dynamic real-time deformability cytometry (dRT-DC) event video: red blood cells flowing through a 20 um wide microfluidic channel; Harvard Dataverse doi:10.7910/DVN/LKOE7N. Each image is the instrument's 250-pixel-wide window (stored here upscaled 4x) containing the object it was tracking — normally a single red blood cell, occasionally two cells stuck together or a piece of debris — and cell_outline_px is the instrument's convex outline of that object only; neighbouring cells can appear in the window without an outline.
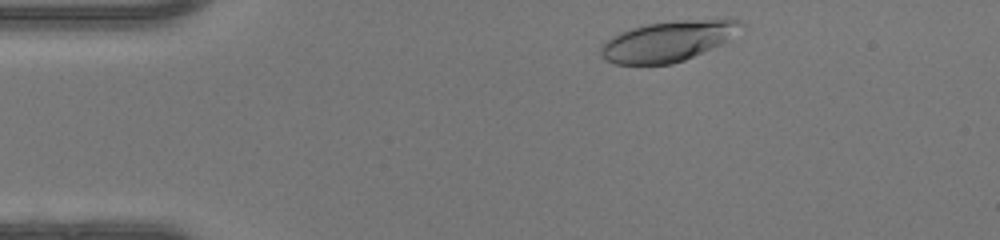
{"species": "human", "species_latin": "Homo sapiens", "temperature_condition": "warm", "stored_images_in_passage": 42, "camera_frame_rate_fps": 3000, "um_per_image_px": 0.085, "donor": {"sex": "female"}, "frame": {"image": 1, "passage_image": 2, "time_ms": 0.333, "image_size_px": [1000, 240], "cell_outline_px": [[744, 24], [720, 44], [684, 60], [672, 64], [616, 64], [600, 56], [600, 44], [612, 36], [620, 32], [644, 24], [676, 20], [740, 20]], "centroid_in_image_um": [56.67, 3.5], "position_along_channel_um": 28.3, "area_um2": 32.37}}
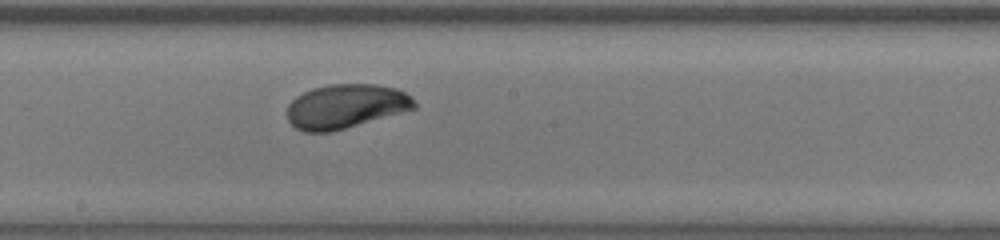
{"frame": {"image": 2, "passage_image": 20, "time_ms": 6.333, "image_size_px": [1000, 240], "cell_outline_px": [[416, 108], [332, 132], [304, 132], [296, 128], [288, 120], [288, 104], [296, 96], [312, 88], [328, 84], [376, 84], [400, 88], [412, 96], [416, 104]], "centroid_in_image_um": [29.41, 9.02], "position_along_channel_um": 218.8, "area_um2": 32.95}}
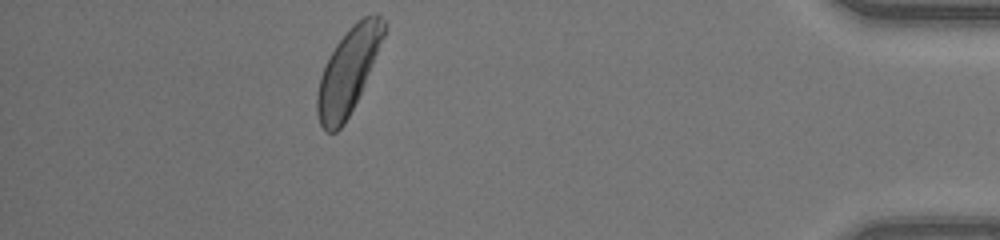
{"frame": {"image": 3, "passage_image": 37, "time_ms": 12.0, "image_size_px": [1000, 240], "cell_outline_px": [[388, 24], [384, 36], [360, 92], [344, 124], [336, 132], [324, 132], [320, 124], [316, 112], [316, 92], [320, 76], [324, 64], [328, 56], [336, 44], [348, 28], [356, 20], [372, 12], [376, 12]], "centroid_in_image_um": [29.57, 6.0], "position_along_channel_um": 405.6, "area_um2": 33.06}, "authors_computed_cell_mechanics": {"area_um2": 32.5992, "velocity_mm_per_s": 4.2465, "shape_relaxation_time_tau1_ms": 3.1828, "shape_relaxation_time_tau2_ms": null, "deformation_change_tau1": 0.1589, "deformation_change_tau2": null}}